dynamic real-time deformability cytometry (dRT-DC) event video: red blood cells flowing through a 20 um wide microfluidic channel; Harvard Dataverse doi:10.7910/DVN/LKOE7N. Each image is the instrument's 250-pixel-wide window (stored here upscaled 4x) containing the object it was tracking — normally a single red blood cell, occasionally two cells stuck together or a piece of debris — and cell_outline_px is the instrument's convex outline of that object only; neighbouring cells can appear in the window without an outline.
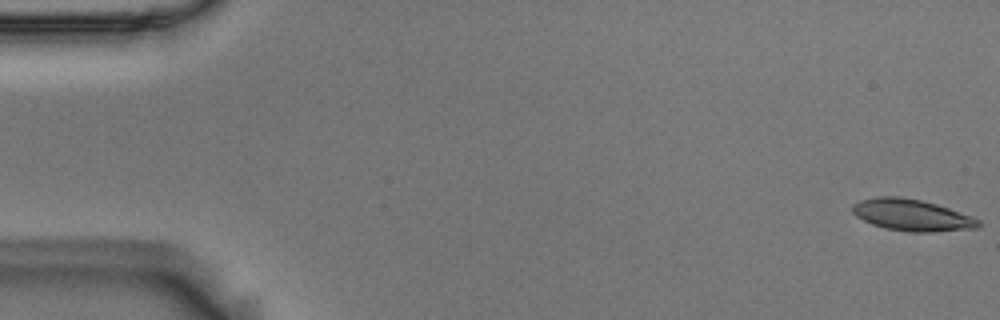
{"species": "Egyptian fruit bat (a non-hibernating species)", "species_latin": "Rousettus aegyptiacus", "temperature_condition": "room temperature", "stored_images_in_passage": 5, "camera_frame_rate_fps": 3000, "um_per_image_px": 0.085, "animal": {"sex": "male"}, "frame": {"image": 1, "passage_image": 1, "time_ms": 0.0, "image_size_px": [1000, 320], "cell_outline_px": [[980, 228], [932, 232], [912, 232], [884, 228], [872, 224], [856, 216], [852, 212], [852, 204], [860, 200], [876, 196], [896, 196], [920, 200], [936, 204], [972, 216], [980, 220]], "centroid_in_image_um": [77.5, 18.28], "position_along_channel_um": 7.5, "area_um2": 23.24}}
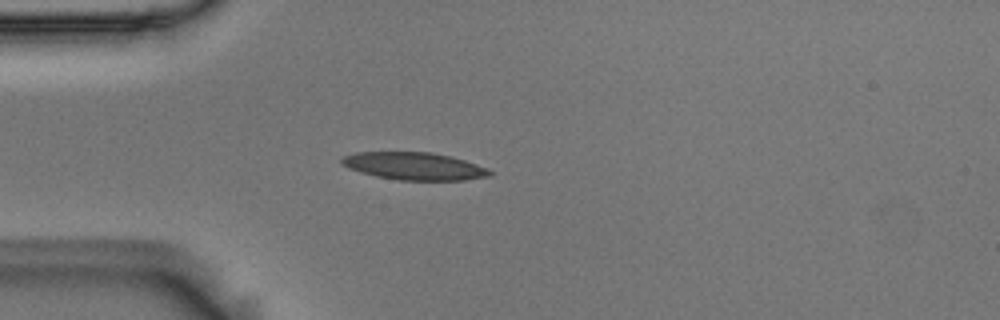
{"frame": {"image": 2, "passage_image": 5, "time_ms": 1.333, "image_size_px": [1000, 320], "cell_outline_px": [[492, 176], [464, 180], [396, 180], [376, 176], [348, 168], [340, 164], [340, 160], [344, 156], [356, 152], [432, 152], [452, 156], [488, 168], [492, 172]], "centroid_in_image_um": [35.22, 14.12], "position_along_channel_um": 49.8, "area_um2": 23.87}}